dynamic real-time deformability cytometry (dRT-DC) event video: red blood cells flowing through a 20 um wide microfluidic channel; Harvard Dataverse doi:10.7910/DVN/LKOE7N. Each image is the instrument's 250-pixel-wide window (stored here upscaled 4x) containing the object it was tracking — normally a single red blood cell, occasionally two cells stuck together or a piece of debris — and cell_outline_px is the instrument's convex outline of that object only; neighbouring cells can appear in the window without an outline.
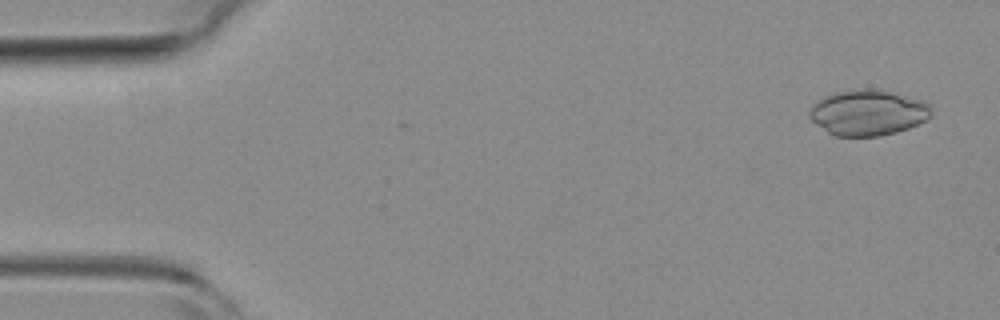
{"species": "common noctule bat (a hibernating species)", "species_latin": "Nyctalus noctula", "temperature_condition": "room temperature", "stored_images_in_passage": 4, "camera_frame_rate_fps": 3000, "um_per_image_px": 0.085, "animal": {"sex": "female", "body_mass_g": 19.3, "forearm_length_mm": 54.1}, "frame": {"image": 1, "passage_image": 1, "time_ms": 0.0, "image_size_px": [1000, 320], "cell_outline_px": [[932, 112], [924, 120], [908, 128], [896, 132], [880, 136], [836, 136], [828, 132], [816, 124], [808, 116], [808, 112], [824, 96], [836, 92], [868, 88], [892, 92], [920, 100], [928, 104], [932, 108]], "centroid_in_image_um": [73.76, 9.58], "position_along_channel_um": 11.2, "area_um2": 31.85}}